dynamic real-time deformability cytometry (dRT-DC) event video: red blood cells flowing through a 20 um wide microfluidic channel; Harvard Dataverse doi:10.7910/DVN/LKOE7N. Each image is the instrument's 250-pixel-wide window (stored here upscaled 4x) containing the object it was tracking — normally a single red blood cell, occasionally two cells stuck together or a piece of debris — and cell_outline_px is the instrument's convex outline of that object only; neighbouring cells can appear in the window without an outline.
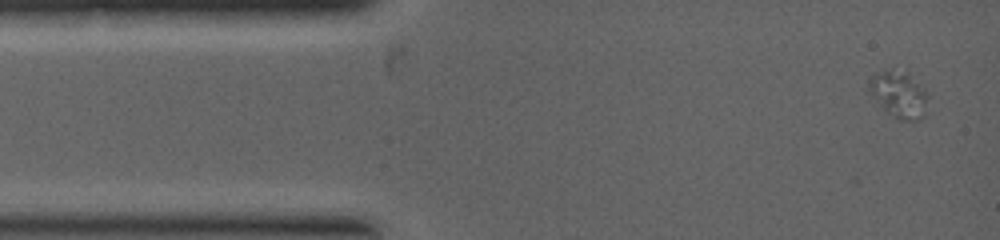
{"species": "common noctule bat (a hibernating species)", "species_latin": "Nyctalus noctula", "temperature_condition": "warm", "stored_images_in_passage": 3, "camera_frame_rate_fps": 5000, "um_per_image_px": 0.085, "animal": {"sex": "female", "body_mass_g": 19.0, "forearm_length_mm": 53.3}, "frame": {"image": 1, "passage_image": 1, "time_ms": 0.0, "image_size_px": [1000, 240], "cell_outline_px": [[928, 96], [924, 116], [920, 120], [900, 120], [884, 112], [868, 92], [868, 76], [892, 68], [908, 76], [920, 84], [924, 88]], "centroid_in_image_um": [76.35, 8.06], "position_along_channel_um": 8.7, "area_um2": 16.13}}